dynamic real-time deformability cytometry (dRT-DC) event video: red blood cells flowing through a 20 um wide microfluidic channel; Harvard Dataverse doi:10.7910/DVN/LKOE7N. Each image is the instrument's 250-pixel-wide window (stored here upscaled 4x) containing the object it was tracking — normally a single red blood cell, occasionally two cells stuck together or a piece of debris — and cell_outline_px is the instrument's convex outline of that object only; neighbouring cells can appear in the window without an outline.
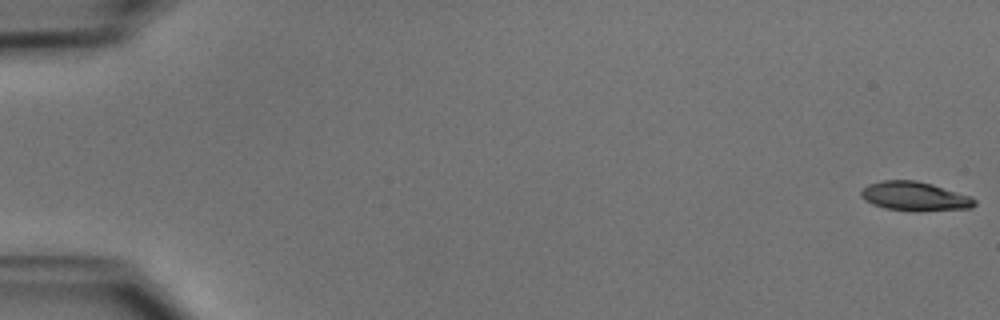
{"species": "common noctule bat (a hibernating species)", "species_latin": "Nyctalus noctula", "temperature_condition": "cold", "stored_images_in_passage": 52, "camera_frame_rate_fps": 3000, "um_per_image_px": 0.085, "animal": {"sex": "male", "body_mass_g": 15.6}, "frame": {"image": 1, "passage_image": 1, "time_ms": 0.0, "image_size_px": [1000, 320], "cell_outline_px": [[976, 204], [972, 208], [920, 212], [912, 212], [884, 208], [872, 204], [864, 200], [860, 196], [860, 192], [868, 184], [884, 180], [916, 180], [932, 184], [972, 196], [976, 200]], "centroid_in_image_um": [77.77, 16.7], "position_along_channel_um": 7.2, "area_um2": 19.65}}
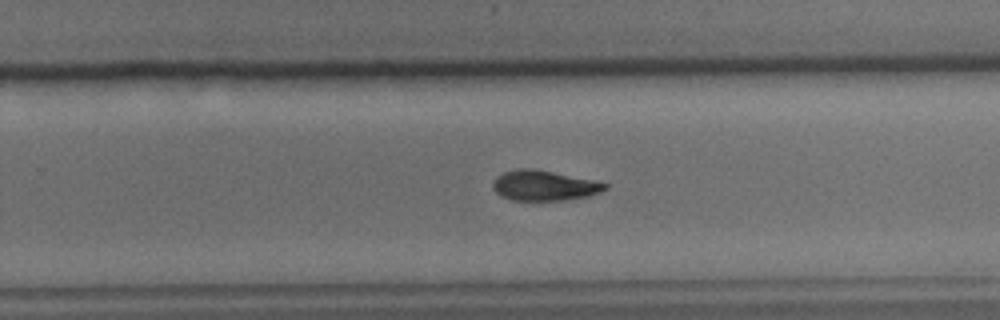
{"frame": {"image": 2, "passage_image": 34, "time_ms": 11.0, "image_size_px": [1000, 320], "cell_outline_px": [[608, 188], [600, 192], [588, 196], [564, 200], [512, 200], [500, 196], [492, 188], [492, 184], [496, 176], [504, 172], [520, 168], [532, 168], [592, 180], [608, 184]], "centroid_in_image_um": [46.21, 15.77], "position_along_channel_um": 283.6, "area_um2": 19.59}}
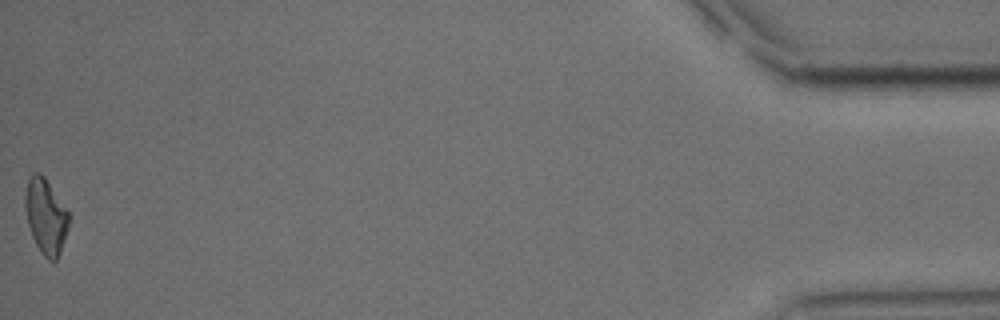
{"frame": {"image": 3, "passage_image": 52, "time_ms": 17.0, "image_size_px": [1000, 320], "cell_outline_px": [[68, 228], [60, 252], [56, 260], [48, 260], [40, 252], [32, 236], [28, 224], [24, 204], [24, 196], [28, 176], [32, 172], [40, 172], [44, 176], [68, 212]], "centroid_in_image_um": [3.85, 18.35], "position_along_channel_um": 431.3, "area_um2": 19.02}, "authors_computed_cell_mechanics": {"area_um2": 19.7965, "velocity_mm_per_s": 3.9433, "shape_relaxation_time_tau1_ms": 2.9563, "shape_relaxation_time_tau2_ms": null, "deformation_change_tau1": 0.1108, "deformation_change_tau2": null}}